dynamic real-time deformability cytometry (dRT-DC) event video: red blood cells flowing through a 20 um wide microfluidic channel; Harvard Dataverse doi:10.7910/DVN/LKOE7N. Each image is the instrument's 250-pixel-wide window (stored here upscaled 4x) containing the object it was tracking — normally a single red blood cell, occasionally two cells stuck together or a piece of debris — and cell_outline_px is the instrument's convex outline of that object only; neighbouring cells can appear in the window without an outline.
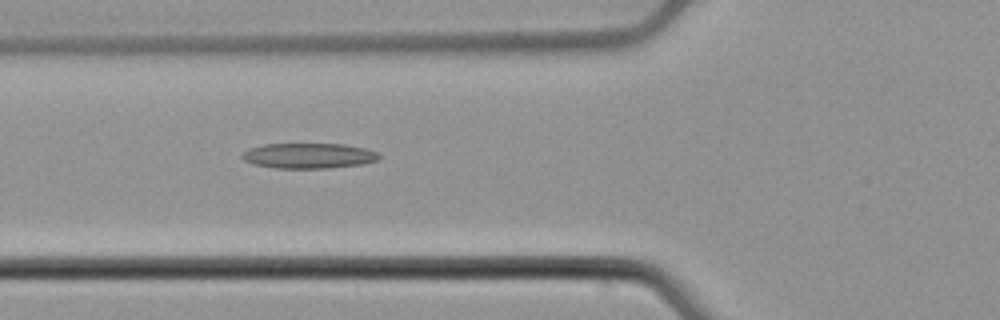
{"species": "common noctule bat (a hibernating species)", "species_latin": "Nyctalus noctula", "temperature_condition": "cold", "stored_images_in_passage": 6, "camera_frame_rate_fps": 3000, "um_per_image_px": 0.085, "animal": {"sex": "male", "body_mass_g": 21.5, "forearm_length_mm": 52.0}, "frame": {"image": 1, "passage_image": 6, "time_ms": 1.667, "image_size_px": [1000, 320], "cell_outline_px": [[380, 160], [364, 164], [328, 168], [276, 168], [252, 164], [244, 160], [240, 156], [248, 148], [264, 144], [344, 144], [368, 148], [376, 152], [380, 156]], "centroid_in_image_um": [26.26, 13.24], "position_along_channel_um": 99.5, "area_um2": 20.4}}